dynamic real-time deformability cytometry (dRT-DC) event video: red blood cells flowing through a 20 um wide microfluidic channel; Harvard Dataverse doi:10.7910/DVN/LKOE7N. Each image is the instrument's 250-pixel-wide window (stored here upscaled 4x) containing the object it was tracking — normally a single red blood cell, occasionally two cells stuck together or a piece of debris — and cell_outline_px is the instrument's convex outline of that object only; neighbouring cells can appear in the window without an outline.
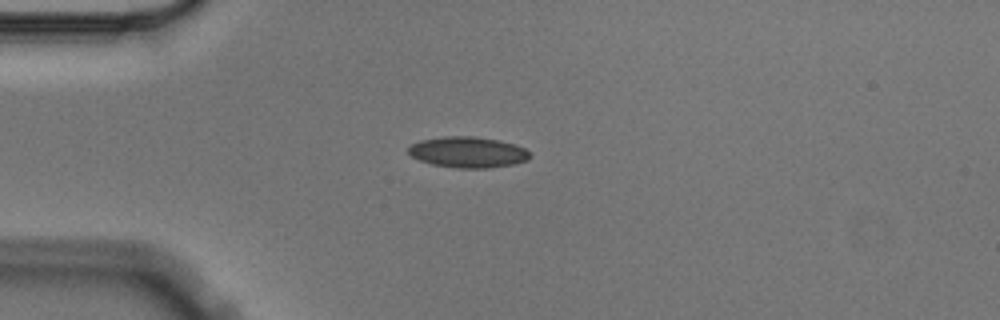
{"species": "Egyptian fruit bat (a non-hibernating species)", "species_latin": "Rousettus aegyptiacus", "temperature_condition": "cold", "stored_images_in_passage": 2, "camera_frame_rate_fps": 3000, "um_per_image_px": 0.085, "animal": {"sex": "male"}, "frame": {"image": 1, "passage_image": 1, "time_ms": 0.0, "image_size_px": [1000, 320], "cell_outline_px": [[532, 156], [528, 160], [512, 164], [488, 168], [460, 168], [432, 164], [420, 160], [412, 156], [408, 152], [408, 148], [412, 144], [420, 140], [444, 136], [476, 136], [500, 140], [516, 144], [524, 148]], "centroid_in_image_um": [39.79, 12.92], "position_along_channel_um": 45.2, "area_um2": 21.91}}